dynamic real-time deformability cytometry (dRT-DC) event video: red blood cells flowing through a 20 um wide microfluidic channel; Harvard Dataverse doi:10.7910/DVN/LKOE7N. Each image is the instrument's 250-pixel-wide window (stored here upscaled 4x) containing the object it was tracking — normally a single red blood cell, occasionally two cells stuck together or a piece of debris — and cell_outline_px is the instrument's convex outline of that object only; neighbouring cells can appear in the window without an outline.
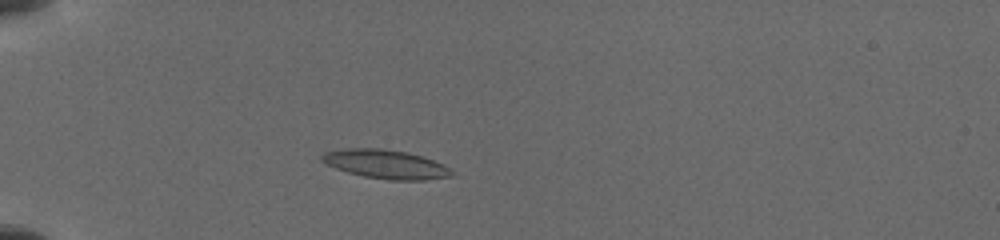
{"species": "common noctule bat (a hibernating species)", "species_latin": "Nyctalus noctula", "temperature_condition": "cold", "stored_images_in_passage": 11, "camera_frame_rate_fps": 3000, "um_per_image_px": 0.085, "animal": {"sex": "female", "body_mass_g": 19.5, "forearm_length_mm": 54.1}, "frame": {"image": 1, "passage_image": 1, "time_ms": 0.0, "image_size_px": [1000, 240], "cell_outline_px": [[452, 176], [424, 180], [388, 180], [364, 176], [348, 172], [336, 168], [320, 160], [320, 156], [324, 152], [344, 148], [380, 148], [408, 152], [444, 164], [452, 168]], "centroid_in_image_um": [32.79, 13.95], "position_along_channel_um": 52.2, "area_um2": 21.85}}
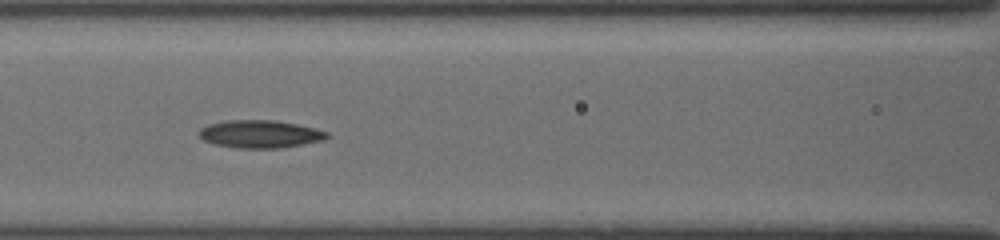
{"frame": {"image": 2, "passage_image": 6, "time_ms": 3.0, "image_size_px": [1000, 240], "cell_outline_px": [[332, 136], [324, 140], [280, 148], [236, 148], [216, 144], [204, 140], [196, 132], [200, 128], [208, 124], [228, 120], [276, 120], [316, 128], [328, 132]], "centroid_in_image_um": [22.12, 11.39], "position_along_channel_um": 144.5, "area_um2": 20.81}}
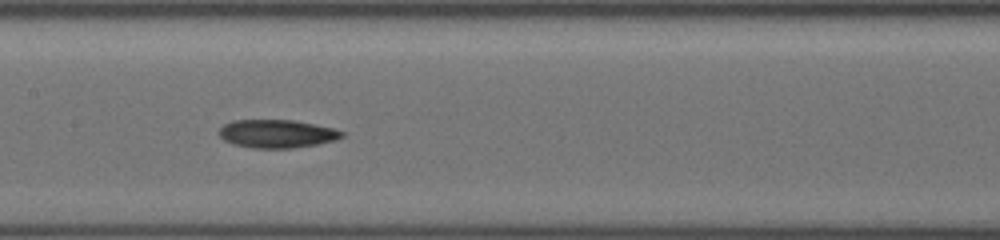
{"frame": {"image": 3, "passage_image": 10, "time_ms": 4.0, "image_size_px": [1000, 240], "cell_outline_px": [[344, 136], [336, 140], [316, 144], [292, 148], [252, 148], [232, 144], [224, 140], [216, 132], [224, 124], [232, 120], [292, 120], [316, 124], [332, 128], [344, 132]], "centroid_in_image_um": [23.5, 11.36], "position_along_channel_um": 183.9, "area_um2": 20.29}}